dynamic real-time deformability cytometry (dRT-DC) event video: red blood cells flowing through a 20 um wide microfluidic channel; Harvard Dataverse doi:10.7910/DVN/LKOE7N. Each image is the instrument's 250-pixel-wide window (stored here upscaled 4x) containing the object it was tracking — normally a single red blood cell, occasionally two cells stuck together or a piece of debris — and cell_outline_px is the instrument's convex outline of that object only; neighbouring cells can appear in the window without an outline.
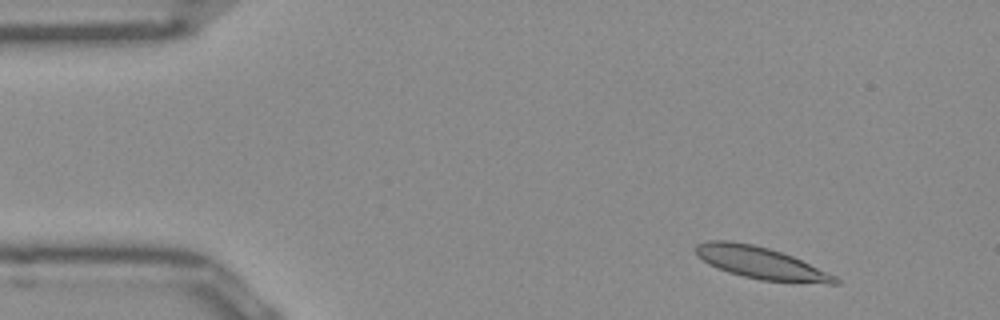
{"species": "Egyptian fruit bat (a non-hibernating species)", "species_latin": "Rousettus aegyptiacus", "temperature_condition": "room temperature", "stored_images_in_passage": 47, "camera_frame_rate_fps": 3000, "um_per_image_px": 0.085, "frame": {"image": 1, "passage_image": 1, "time_ms": 0.0, "image_size_px": [1000, 320], "cell_outline_px": [[840, 284], [828, 284], [760, 280], [728, 272], [716, 268], [708, 264], [696, 256], [692, 248], [696, 244], [708, 240], [732, 240], [752, 244], [768, 248], [792, 256], [836, 276], [840, 280]], "centroid_in_image_um": [64.6, 22.34], "position_along_channel_um": 20.4, "area_um2": 26.18}}
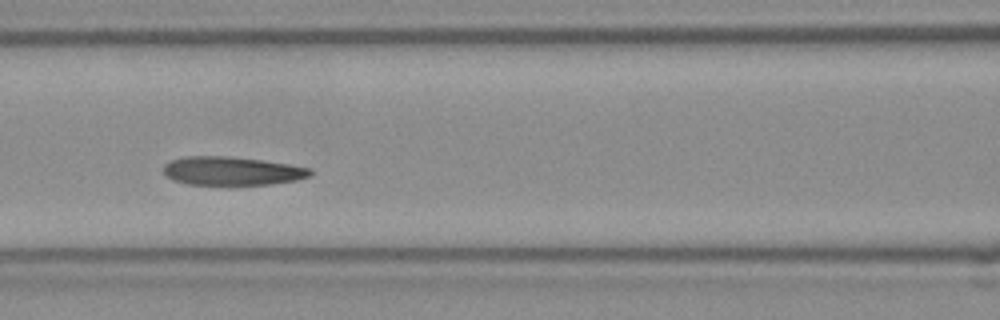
{"frame": {"image": 2, "passage_image": 17, "time_ms": 5.333, "image_size_px": [1000, 320], "cell_outline_px": [[312, 172], [308, 176], [296, 180], [272, 184], [236, 188], [228, 188], [188, 184], [172, 180], [164, 172], [164, 164], [172, 160], [184, 156], [228, 156], [260, 160], [288, 164], [312, 168]], "centroid_in_image_um": [19.7, 14.59], "position_along_channel_um": 146.9, "area_um2": 25.49}}
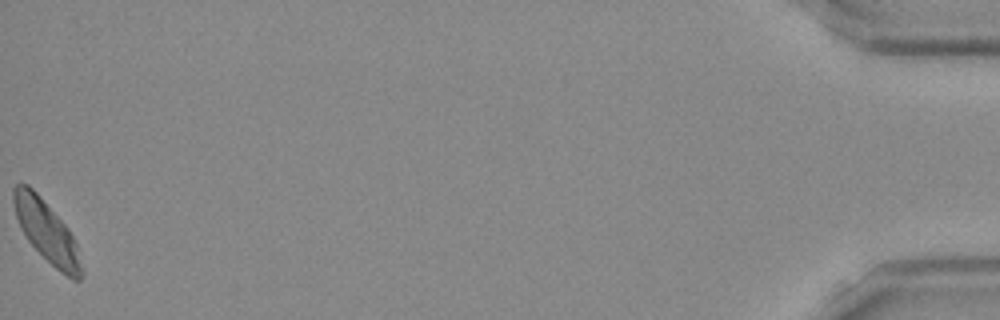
{"frame": {"image": 3, "passage_image": 47, "time_ms": 15.333, "image_size_px": [1000, 320], "cell_outline_px": [[84, 272], [80, 280], [72, 280], [60, 272], [28, 240], [20, 228], [16, 216], [12, 200], [12, 188], [16, 184], [28, 184], [36, 192], [68, 228], [76, 244]], "centroid_in_image_um": [3.96, 19.68], "position_along_channel_um": 431.2, "area_um2": 23.93}, "authors_computed_cell_mechanics": {"area_um2": 25.3164, "velocity_mm_per_s": 3.8841, "shape_relaxation_time_tau1_ms": 10.375, "shape_relaxation_time_tau2_ms": 5.9945, "deformation_change_tau1": 0.1805, "deformation_change_tau2": 0.1287}}